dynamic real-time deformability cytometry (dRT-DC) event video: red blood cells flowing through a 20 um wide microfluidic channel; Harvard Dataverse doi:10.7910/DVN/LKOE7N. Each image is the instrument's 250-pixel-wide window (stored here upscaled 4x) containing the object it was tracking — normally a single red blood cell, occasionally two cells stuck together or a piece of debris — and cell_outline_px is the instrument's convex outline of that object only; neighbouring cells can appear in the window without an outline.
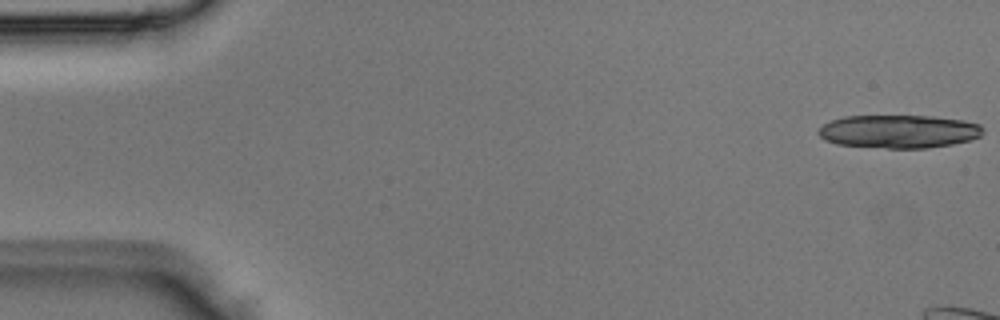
{"species": "Egyptian fruit bat (a non-hibernating species)", "species_latin": "Rousettus aegyptiacus", "temperature_condition": "room temperature", "stored_images_in_passage": 3, "camera_frame_rate_fps": 3000, "um_per_image_px": 0.085, "animal": {"sex": "male"}, "frame": {"image": 1, "passage_image": 3, "time_ms": 0.667, "image_size_px": [1000, 320], "cell_outline_px": [[984, 132], [980, 136], [968, 140], [952, 144], [924, 148], [888, 148], [836, 144], [824, 140], [816, 132], [824, 124], [832, 120], [844, 116], [932, 116], [964, 120], [980, 124], [984, 128]], "centroid_in_image_um": [76.4, 11.17], "position_along_channel_um": 8.6, "area_um2": 31.85}}